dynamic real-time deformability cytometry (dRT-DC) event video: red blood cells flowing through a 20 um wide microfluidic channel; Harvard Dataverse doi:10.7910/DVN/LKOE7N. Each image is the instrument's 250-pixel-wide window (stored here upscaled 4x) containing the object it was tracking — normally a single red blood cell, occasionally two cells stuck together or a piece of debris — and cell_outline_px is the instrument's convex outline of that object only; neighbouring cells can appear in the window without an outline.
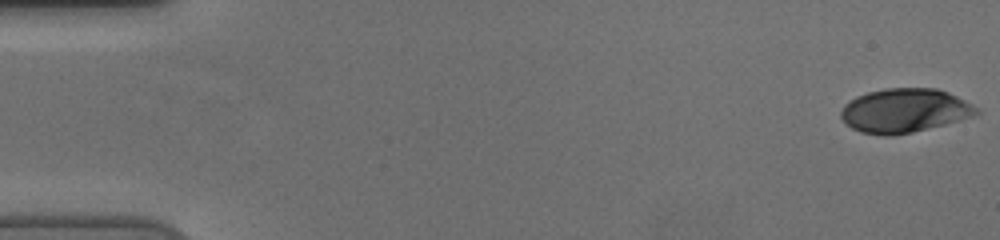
{"species": "human", "species_latin": "Homo sapiens", "temperature_condition": "cold", "stored_images_in_passage": 56, "camera_frame_rate_fps": 3000, "um_per_image_px": 0.085, "donor": {"sex": "female"}, "frame": {"image": 1, "passage_image": 1, "time_ms": 0.0, "image_size_px": [1000, 240], "cell_outline_px": [[980, 112], [972, 116], [960, 120], [912, 132], [892, 136], [884, 136], [860, 132], [852, 128], [840, 116], [840, 112], [844, 104], [848, 100], [856, 96], [868, 92], [884, 88], [936, 88], [948, 92], [972, 104]], "centroid_in_image_um": [76.85, 9.39], "position_along_channel_um": 8.2, "area_um2": 34.68}}
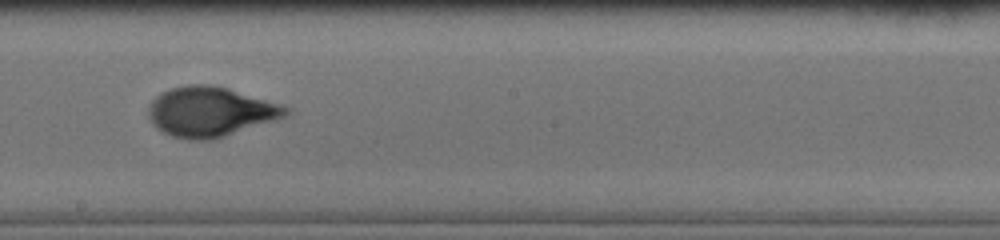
{"frame": {"image": 2, "passage_image": 32, "time_ms": 10.333, "image_size_px": [1000, 240], "cell_outline_px": [[292, 112], [288, 116], [276, 120], [212, 140], [188, 140], [172, 136], [156, 128], [152, 124], [148, 116], [148, 108], [152, 100], [160, 92], [172, 88], [188, 84], [208, 84], [228, 88], [292, 108]], "centroid_in_image_um": [17.88, 9.5], "position_along_channel_um": 230.3, "area_um2": 40.06}}
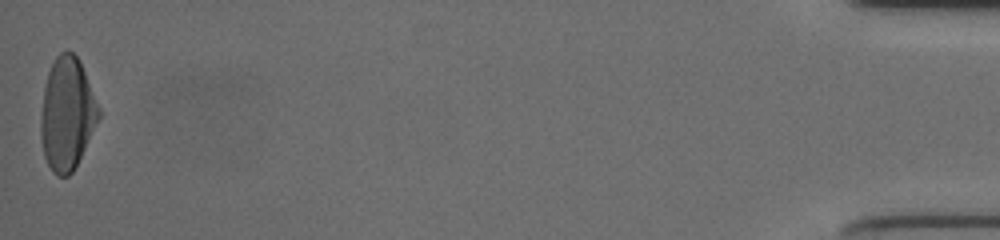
{"frame": {"image": 3, "passage_image": 56, "time_ms": 18.333, "image_size_px": [1000, 240], "cell_outline_px": [[100, 116], [72, 172], [68, 176], [56, 176], [52, 172], [44, 156], [40, 136], [40, 116], [44, 88], [48, 72], [56, 56], [60, 52], [68, 48], [80, 60], [100, 108]], "centroid_in_image_um": [5.68, 9.64], "position_along_channel_um": 429.5, "area_um2": 37.92}, "authors_computed_cell_mechanics": {"area_um2": 37.8879, "velocity_mm_per_s": 3.7096, "shape_relaxation_time_tau1_ms": 3.6489, "shape_relaxation_time_tau2_ms": null, "deformation_change_tau1": 0.1755, "deformation_change_tau2": null}}